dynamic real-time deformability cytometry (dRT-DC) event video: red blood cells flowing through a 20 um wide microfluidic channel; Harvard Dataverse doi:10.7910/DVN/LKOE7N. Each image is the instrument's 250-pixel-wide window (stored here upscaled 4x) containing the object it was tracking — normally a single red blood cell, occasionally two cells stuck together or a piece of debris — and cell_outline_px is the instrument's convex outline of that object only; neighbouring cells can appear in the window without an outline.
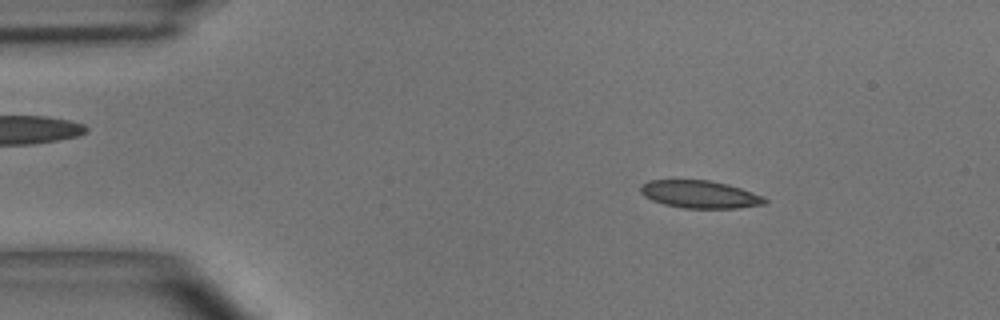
{"species": "common noctule bat (a hibernating species)", "species_latin": "Nyctalus noctula", "temperature_condition": "room temperature", "stored_images_in_passage": 47, "camera_frame_rate_fps": 3000, "um_per_image_px": 0.085, "animal": {"sex": "male", "body_mass_g": 15.6}, "frame": {"image": 1, "passage_image": 4, "time_ms": 1.0, "image_size_px": [1000, 320], "cell_outline_px": [[768, 200], [764, 204], [740, 208], [684, 208], [664, 204], [652, 200], [644, 196], [640, 192], [640, 188], [648, 180], [708, 180], [728, 184], [764, 196]], "centroid_in_image_um": [59.5, 16.52], "position_along_channel_um": 25.5, "area_um2": 19.94}}
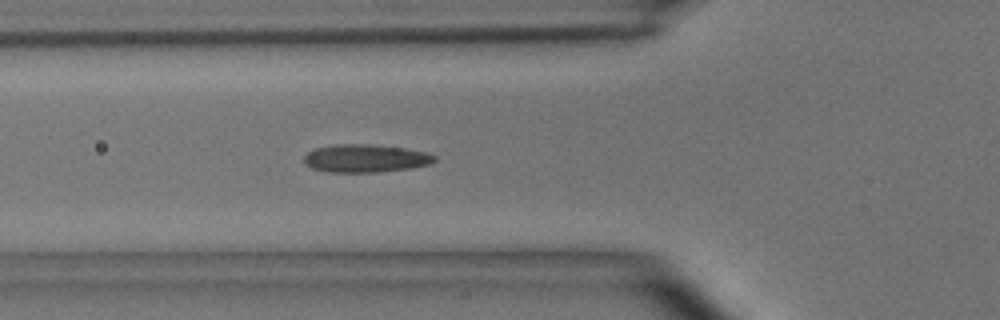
{"frame": {"image": 2, "passage_image": 14, "time_ms": 4.333, "image_size_px": [1000, 320], "cell_outline_px": [[436, 160], [428, 164], [412, 168], [380, 172], [328, 172], [312, 168], [304, 164], [304, 156], [308, 152], [316, 148], [336, 144], [368, 144], [404, 148], [428, 152], [436, 156]], "centroid_in_image_um": [31.07, 13.46], "position_along_channel_um": 94.7, "area_um2": 21.33}}
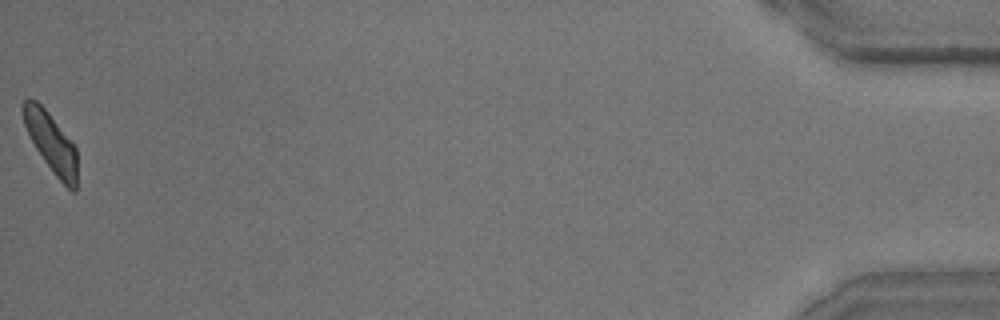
{"frame": {"image": 3, "passage_image": 47, "time_ms": 15.333, "image_size_px": [1000, 320], "cell_outline_px": [[76, 192], [72, 192], [56, 176], [44, 160], [36, 148], [24, 124], [20, 108], [24, 100], [28, 96], [36, 100], [48, 112], [76, 144]], "centroid_in_image_um": [4.34, 12.06], "position_along_channel_um": 430.9, "area_um2": 18.84}, "authors_computed_cell_mechanics": {"area_um2": 20.1722, "velocity_mm_per_s": 3.9296, "shape_relaxation_time_tau1_ms": 8.6564, "shape_relaxation_time_tau2_ms": 2.0689, "deformation_change_tau1": 0.1821, "deformation_change_tau2": 0.0884}}